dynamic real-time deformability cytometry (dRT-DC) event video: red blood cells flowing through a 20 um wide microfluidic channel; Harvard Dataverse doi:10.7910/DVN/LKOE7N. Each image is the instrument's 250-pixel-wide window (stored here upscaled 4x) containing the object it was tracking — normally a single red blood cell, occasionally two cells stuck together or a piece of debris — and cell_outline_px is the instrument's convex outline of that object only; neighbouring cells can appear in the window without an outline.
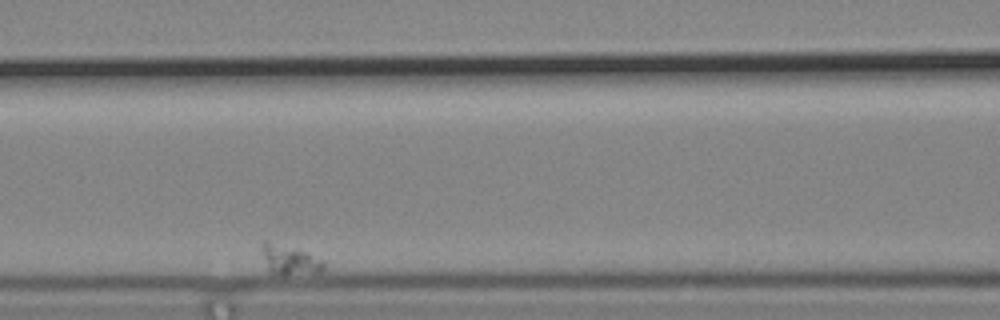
{"species": "common noctule bat (a hibernating species)", "species_latin": "Nyctalus noctula", "temperature_condition": "cold", "stored_images_in_passage": 43, "camera_frame_rate_fps": 3000, "um_per_image_px": 0.085, "animal": {"sex": "male", "body_mass_g": 19.2, "forearm_length_mm": 51.8}, "frame": {"image": 1, "passage_image": 13, "time_ms": 4.0, "image_size_px": [1000, 320], "cell_outline_px": [[324, 268], [320, 272], [284, 276], [272, 272], [268, 268], [264, 256], [260, 240], [264, 240], [308, 252], [324, 260]], "centroid_in_image_um": [24.66, 22.1], "position_along_channel_um": 141.9, "area_um2": 10.64}}
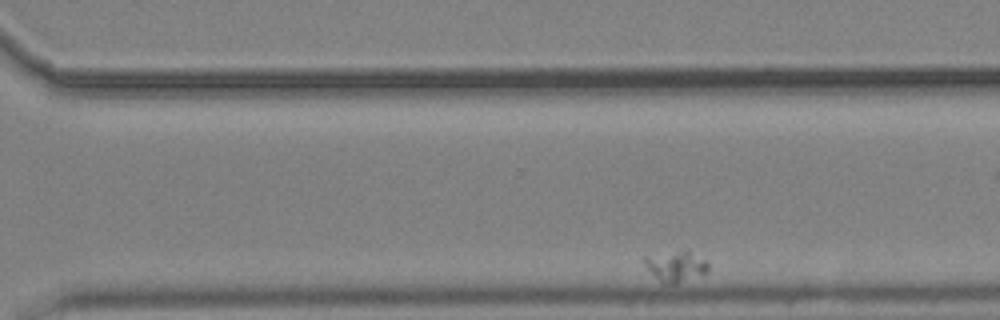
{"frame": {"image": 2, "passage_image": 37, "time_ms": 12.0, "image_size_px": [1000, 320], "cell_outline_px": [[708, 272], [676, 284], [664, 284], [644, 264], [644, 256], [676, 252], [688, 252], [704, 260], [708, 264]], "centroid_in_image_um": [57.44, 22.67], "position_along_channel_um": 313.2, "area_um2": 10.75}}